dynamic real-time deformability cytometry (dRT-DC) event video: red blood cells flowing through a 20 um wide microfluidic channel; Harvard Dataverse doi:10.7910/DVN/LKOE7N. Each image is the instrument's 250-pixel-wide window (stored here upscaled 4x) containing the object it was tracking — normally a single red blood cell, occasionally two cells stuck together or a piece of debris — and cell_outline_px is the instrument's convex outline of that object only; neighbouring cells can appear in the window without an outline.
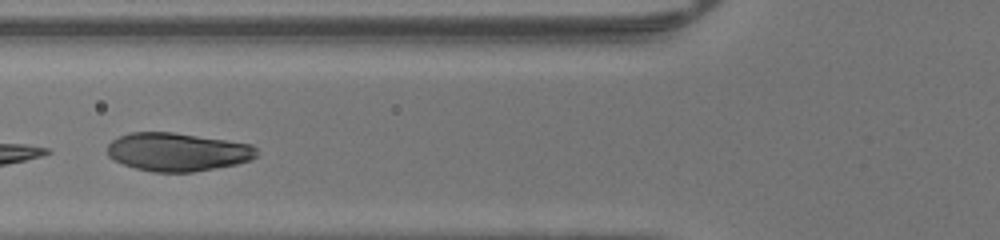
{"species": "human", "species_latin": "Homo sapiens", "temperature_condition": "warm", "stored_images_in_passage": 14, "camera_frame_rate_fps": 3000, "um_per_image_px": 0.085, "donor": {"sex": "male"}, "frame": {"image": 1, "passage_image": 7, "time_ms": 2.0, "image_size_px": [1000, 240], "cell_outline_px": [[260, 152], [252, 160], [236, 164], [216, 168], [192, 172], [152, 172], [136, 168], [124, 164], [108, 156], [108, 144], [112, 140], [128, 132], [172, 132], [252, 144]], "centroid_in_image_um": [15.11, 12.91], "position_along_channel_um": 110.7, "area_um2": 33.35}}
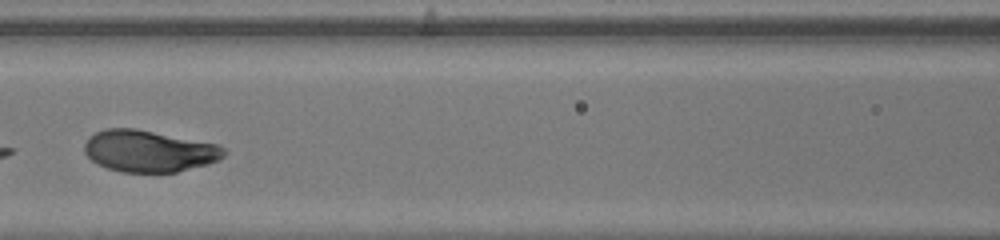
{"frame": {"image": 2, "passage_image": 10, "time_ms": 3.0, "image_size_px": [1000, 240], "cell_outline_px": [[228, 152], [220, 160], [208, 164], [176, 172], [120, 172], [96, 164], [84, 152], [84, 144], [88, 136], [104, 128], [136, 128], [216, 144], [224, 148]], "centroid_in_image_um": [12.64, 12.84], "position_along_channel_um": 154.0, "area_um2": 34.04}}